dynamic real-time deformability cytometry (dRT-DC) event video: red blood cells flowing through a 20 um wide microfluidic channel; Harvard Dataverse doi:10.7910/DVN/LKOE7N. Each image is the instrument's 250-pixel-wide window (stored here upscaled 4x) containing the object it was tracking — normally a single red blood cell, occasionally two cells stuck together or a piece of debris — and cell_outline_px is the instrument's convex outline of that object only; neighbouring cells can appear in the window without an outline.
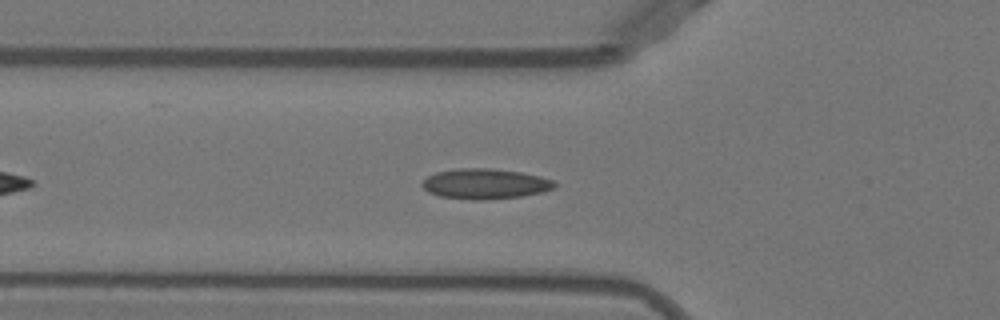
{"species": "Egyptian fruit bat (a non-hibernating species)", "species_latin": "Rousettus aegyptiacus", "temperature_condition": "warm", "stored_images_in_passage": 28, "camera_frame_rate_fps": 3000, "um_per_image_px": 0.085, "animal": {"sex": "female"}, "frame": {"image": 1, "passage_image": 8, "time_ms": 2.333, "image_size_px": [1000, 320], "cell_outline_px": [[556, 188], [544, 192], [520, 196], [480, 200], [440, 196], [428, 192], [420, 184], [428, 176], [436, 172], [460, 168], [492, 168], [520, 172], [540, 176], [552, 180], [556, 184]], "centroid_in_image_um": [41.25, 15.62], "position_along_channel_um": 84.6, "area_um2": 23.24}}
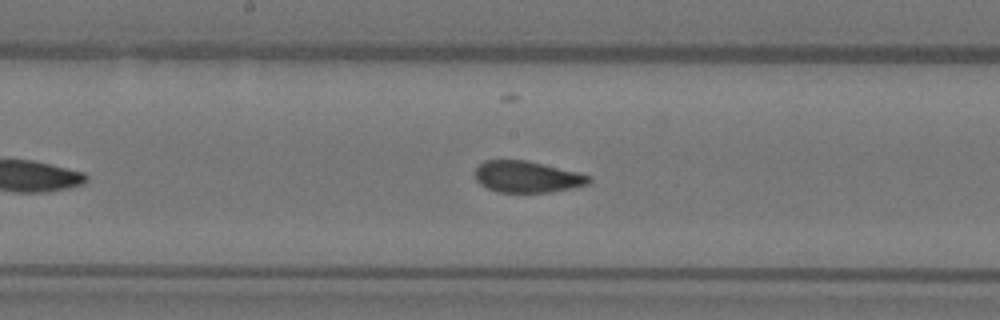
{"frame": {"image": 2, "passage_image": 17, "time_ms": 5.333, "image_size_px": [1000, 320], "cell_outline_px": [[592, 180], [588, 184], [552, 192], [496, 192], [480, 184], [476, 180], [476, 168], [484, 160], [528, 160], [592, 176]], "centroid_in_image_um": [44.8, 15.03], "position_along_channel_um": 203.4, "area_um2": 20.81}}
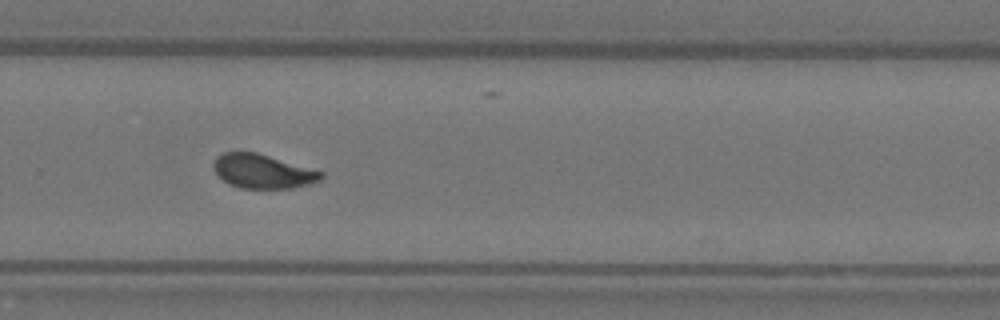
{"frame": {"image": 3, "passage_image": 25, "time_ms": 8.0, "image_size_px": [1000, 320], "cell_outline_px": [[324, 176], [320, 180], [308, 184], [292, 188], [240, 188], [228, 184], [216, 172], [212, 164], [216, 156], [224, 152], [256, 152], [324, 172]], "centroid_in_image_um": [22.32, 14.56], "position_along_channel_um": 307.5, "area_um2": 21.21}}